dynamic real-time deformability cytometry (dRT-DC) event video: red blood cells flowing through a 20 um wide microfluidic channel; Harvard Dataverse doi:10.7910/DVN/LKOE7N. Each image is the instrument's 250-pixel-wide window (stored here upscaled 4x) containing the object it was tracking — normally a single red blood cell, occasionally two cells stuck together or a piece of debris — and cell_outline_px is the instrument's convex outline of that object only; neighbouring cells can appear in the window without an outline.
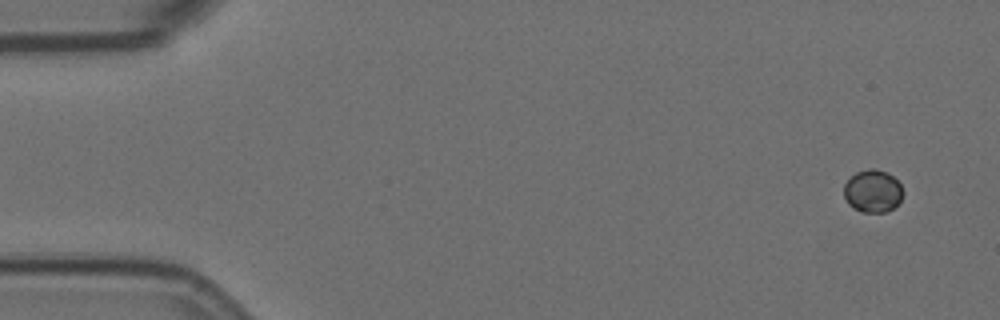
{"species": "Egyptian fruit bat (a non-hibernating species)", "species_latin": "Rousettus aegyptiacus", "temperature_condition": "room temperature", "stored_images_in_passage": 5, "camera_frame_rate_fps": 3000, "um_per_image_px": 0.085, "animal": {"sex": "female"}, "frame": {"image": 1, "passage_image": 1, "time_ms": 0.0, "image_size_px": [1000, 320], "cell_outline_px": [[904, 192], [900, 200], [892, 208], [884, 212], [860, 212], [852, 208], [848, 204], [844, 196], [844, 184], [856, 172], [868, 168], [876, 168], [888, 172], [900, 184]], "centroid_in_image_um": [74.17, 16.23], "position_along_channel_um": 10.8, "area_um2": 14.74}}
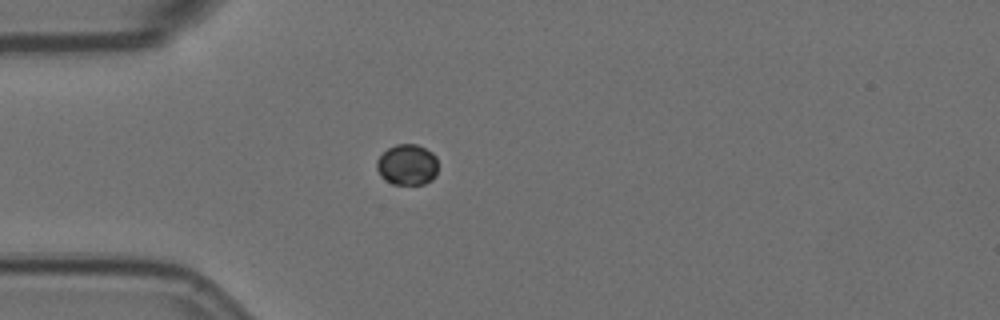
{"frame": {"image": 2, "passage_image": 4, "time_ms": 1.0, "image_size_px": [1000, 320], "cell_outline_px": [[436, 176], [432, 180], [424, 184], [392, 184], [384, 180], [380, 176], [376, 168], [376, 160], [388, 148], [396, 144], [416, 144], [432, 152], [436, 156]], "centroid_in_image_um": [34.59, 14.01], "position_along_channel_um": 50.4, "area_um2": 14.68}}